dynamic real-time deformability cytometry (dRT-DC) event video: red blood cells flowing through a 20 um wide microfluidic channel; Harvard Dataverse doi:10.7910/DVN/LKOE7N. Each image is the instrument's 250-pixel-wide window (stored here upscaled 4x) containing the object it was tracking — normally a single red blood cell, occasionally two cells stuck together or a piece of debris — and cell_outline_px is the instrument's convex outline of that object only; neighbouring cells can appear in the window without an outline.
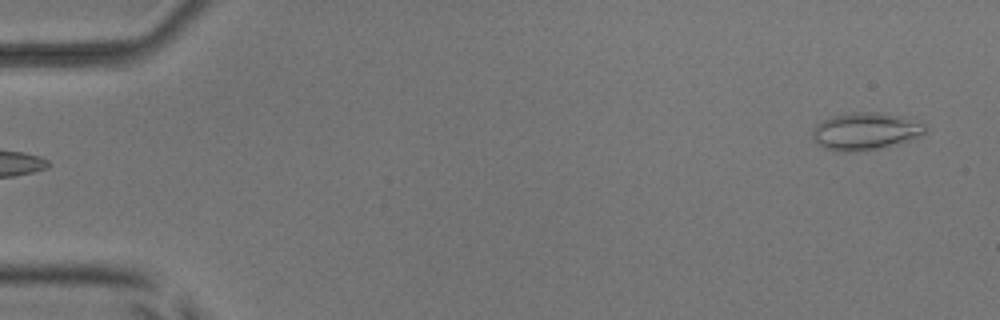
{"species": "common noctule bat (a hibernating species)", "species_latin": "Nyctalus noctula", "temperature_condition": "room temperature", "stored_images_in_passage": 5, "camera_frame_rate_fps": 3000, "um_per_image_px": 0.085, "animal": {"sex": "male", "body_mass_g": 17.9, "forearm_length_mm": 54.2}, "frame": {"image": 1, "passage_image": 5, "time_ms": 5.667, "image_size_px": [1000, 320], "cell_outline_px": [[928, 128], [920, 136], [908, 140], [880, 148], [848, 152], [836, 152], [824, 148], [816, 144], [812, 140], [812, 132], [816, 124], [832, 116], [856, 112], [880, 112], [900, 116], [924, 124]], "centroid_in_image_um": [73.5, 11.17], "position_along_channel_um": 11.5, "area_um2": 24.45}}